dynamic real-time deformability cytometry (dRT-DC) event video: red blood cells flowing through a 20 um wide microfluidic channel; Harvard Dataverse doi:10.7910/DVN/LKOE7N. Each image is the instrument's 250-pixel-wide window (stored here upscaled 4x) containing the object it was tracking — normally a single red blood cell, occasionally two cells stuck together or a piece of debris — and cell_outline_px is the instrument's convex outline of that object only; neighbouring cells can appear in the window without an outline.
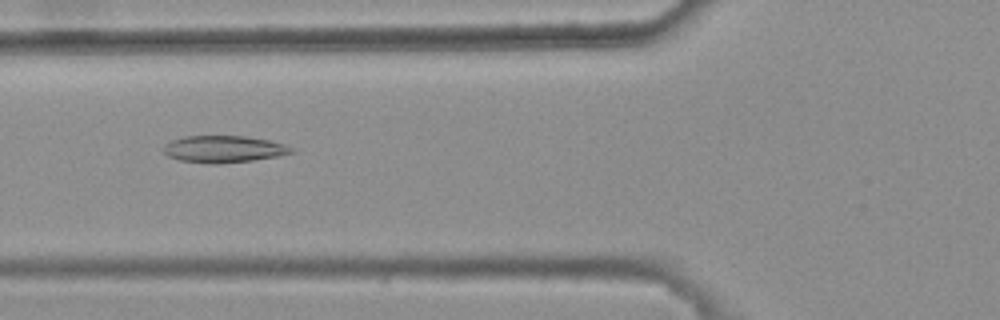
{"species": "common noctule bat (a hibernating species)", "species_latin": "Nyctalus noctula", "temperature_condition": "warm", "stored_images_in_passage": 41, "camera_frame_rate_fps": 3000, "um_per_image_px": 0.085, "animal": {"sex": "female", "body_mass_g": 25.1}, "frame": {"image": 1, "passage_image": 13, "time_ms": 4.0, "image_size_px": [1000, 320], "cell_outline_px": [[296, 148], [292, 152], [276, 156], [252, 160], [216, 164], [208, 164], [180, 160], [168, 156], [164, 152], [164, 144], [172, 140], [184, 136], [244, 136], [268, 140], [284, 144]], "centroid_in_image_um": [18.99, 12.67], "position_along_channel_um": 106.8, "area_um2": 19.94}}
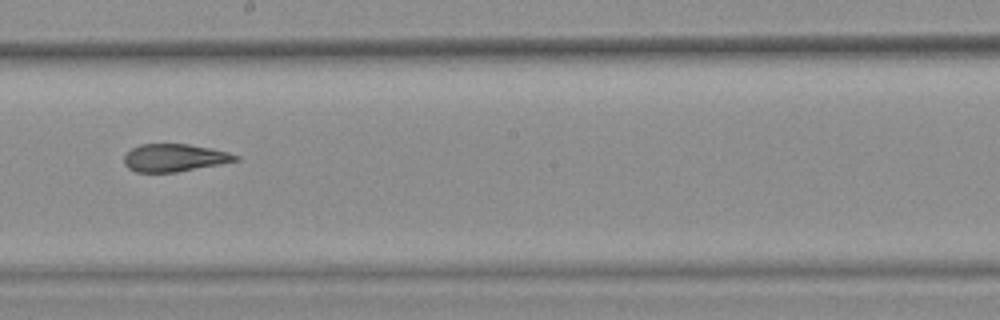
{"frame": {"image": 2, "passage_image": 23, "time_ms": 7.333, "image_size_px": [1000, 320], "cell_outline_px": [[240, 160], [220, 164], [176, 172], [136, 172], [128, 168], [124, 164], [124, 156], [132, 148], [140, 144], [188, 144], [212, 148], [228, 152], [240, 156]], "centroid_in_image_um": [14.84, 13.41], "position_along_channel_um": 233.4, "area_um2": 17.98}}
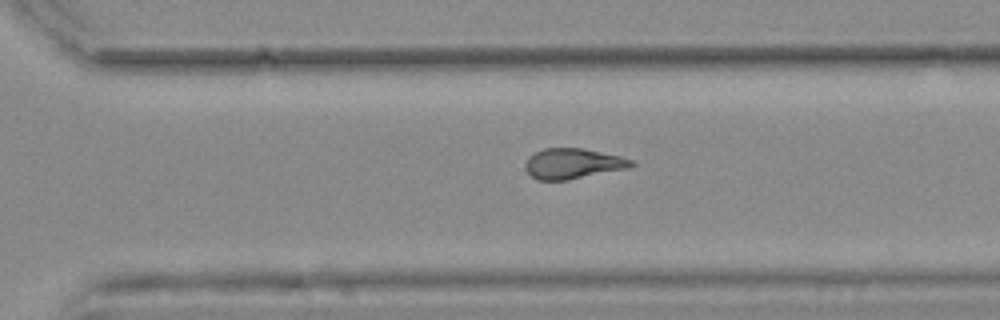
{"frame": {"image": 3, "passage_image": 30, "time_ms": 9.667, "image_size_px": [1000, 320], "cell_outline_px": [[636, 164], [628, 168], [568, 180], [536, 180], [524, 168], [524, 164], [528, 156], [544, 148], [584, 148], [620, 156], [632, 160]], "centroid_in_image_um": [48.67, 13.9], "position_along_channel_um": 321.9, "area_um2": 18.84}, "authors_computed_cell_mechanics": {"area_um2": 19.074, "velocity_mm_per_s": 3.7984, "shape_relaxation_time_tau1_ms": null, "shape_relaxation_time_tau2_ms": 2.5049, "deformation_change_tau1": null, "deformation_change_tau2": 0.1055}}